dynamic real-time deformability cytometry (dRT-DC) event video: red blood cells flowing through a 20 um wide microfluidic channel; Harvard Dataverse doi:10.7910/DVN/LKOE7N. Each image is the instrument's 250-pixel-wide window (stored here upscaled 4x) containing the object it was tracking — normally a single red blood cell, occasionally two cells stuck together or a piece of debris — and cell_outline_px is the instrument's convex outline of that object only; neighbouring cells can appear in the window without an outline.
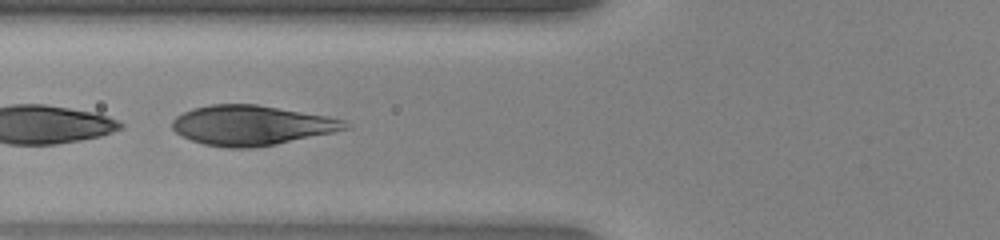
{"species": "human", "species_latin": "Homo sapiens", "temperature_condition": "warm", "stored_images_in_passage": 24, "camera_frame_rate_fps": 3000, "um_per_image_px": 0.085, "donor": {"sex": "female"}, "frame": {"image": 1, "passage_image": 21, "time_ms": 6.667, "image_size_px": [1000, 240], "cell_outline_px": [[352, 128], [276, 144], [252, 148], [228, 148], [204, 144], [192, 140], [176, 132], [172, 128], [172, 120], [176, 116], [192, 108], [212, 104], [256, 104], [328, 116], [344, 120]], "centroid_in_image_um": [21.38, 10.65], "position_along_channel_um": 104.4, "area_um2": 40.0}}